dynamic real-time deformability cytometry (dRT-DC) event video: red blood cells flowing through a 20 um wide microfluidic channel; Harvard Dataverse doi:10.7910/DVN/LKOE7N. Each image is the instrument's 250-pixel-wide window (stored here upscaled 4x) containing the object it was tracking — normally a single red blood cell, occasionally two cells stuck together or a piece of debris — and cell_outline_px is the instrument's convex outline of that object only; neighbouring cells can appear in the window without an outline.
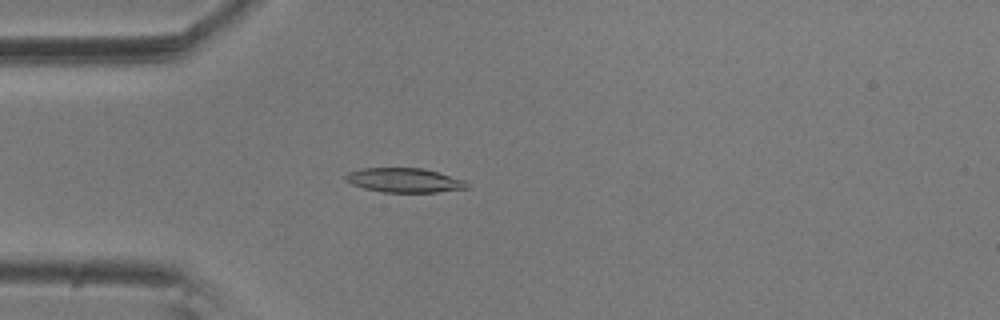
{"species": "common noctule bat (a hibernating species)", "species_latin": "Nyctalus noctula", "temperature_condition": "room temperature", "stored_images_in_passage": 56, "camera_frame_rate_fps": 3000, "um_per_image_px": 0.085, "animal": {"sex": "male", "body_mass_g": 20.5, "forearm_length_mm": 52.5}, "frame": {"image": 1, "passage_image": 15, "time_ms": 4.667, "image_size_px": [1000, 320], "cell_outline_px": [[468, 188], [436, 192], [380, 192], [364, 188], [352, 184], [344, 180], [344, 176], [348, 172], [360, 168], [424, 168], [464, 180], [468, 184]], "centroid_in_image_um": [34.32, 15.32], "position_along_channel_um": 50.7, "area_um2": 17.22}}
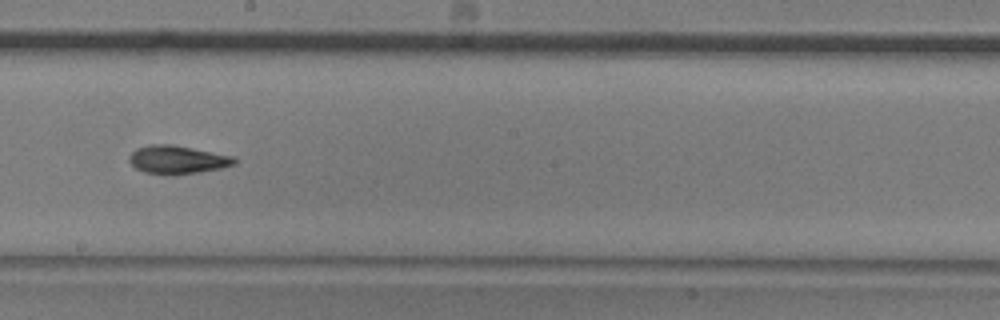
{"frame": {"image": 2, "passage_image": 31, "time_ms": 10.0, "image_size_px": [1000, 320], "cell_outline_px": [[236, 164], [220, 168], [200, 172], [144, 172], [136, 168], [128, 160], [128, 156], [136, 148], [148, 144], [172, 144], [236, 156]], "centroid_in_image_um": [15.1, 13.52], "position_along_channel_um": 233.1, "area_um2": 16.88}}
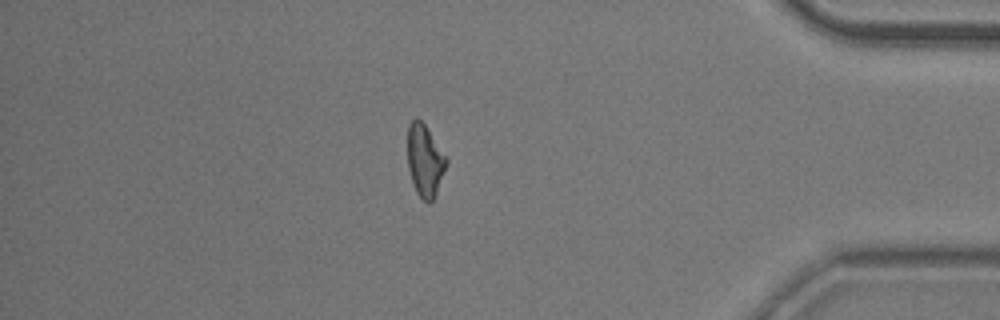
{"frame": {"image": 3, "passage_image": 48, "time_ms": 15.667, "image_size_px": [1000, 320], "cell_outline_px": [[448, 164], [436, 192], [432, 200], [428, 204], [416, 192], [408, 168], [408, 124], [412, 120], [420, 120], [424, 124], [448, 160]], "centroid_in_image_um": [36.11, 13.66], "position_along_channel_um": 399.1, "area_um2": 15.9}, "authors_computed_cell_mechanics": {"area_um2": 16.8487, "velocity_mm_per_s": 3.5736, "shape_relaxation_time_tau1_ms": 9.9157, "shape_relaxation_time_tau2_ms": 5.6523, "deformation_change_tau1": 0.2063, "deformation_change_tau2": 0.1227}}